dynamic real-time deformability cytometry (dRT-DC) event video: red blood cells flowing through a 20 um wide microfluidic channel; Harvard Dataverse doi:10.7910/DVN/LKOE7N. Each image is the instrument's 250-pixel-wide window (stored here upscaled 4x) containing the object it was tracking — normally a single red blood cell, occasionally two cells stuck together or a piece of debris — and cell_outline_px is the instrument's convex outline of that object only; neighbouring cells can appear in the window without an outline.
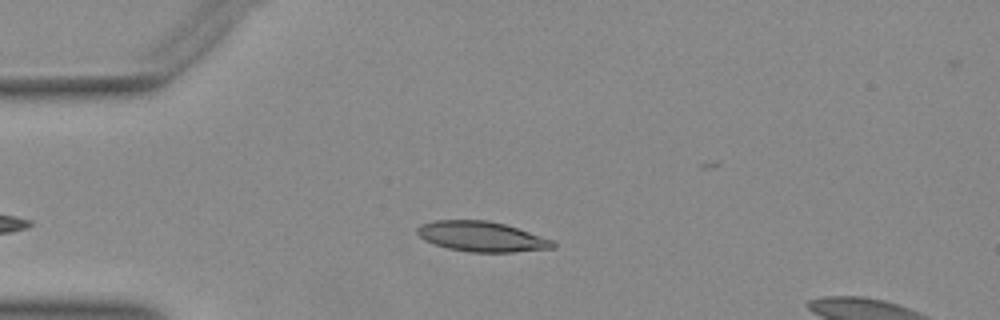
{"species": "Egyptian fruit bat (a non-hibernating species)", "species_latin": "Rousettus aegyptiacus", "temperature_condition": "warm", "stored_images_in_passage": 41, "camera_frame_rate_fps": 3000, "um_per_image_px": 0.085, "animal": {"sex": "female"}, "frame": {"image": 1, "passage_image": 3, "time_ms": 0.667, "image_size_px": [1000, 320], "cell_outline_px": [[556, 248], [512, 252], [472, 252], [448, 248], [432, 244], [424, 240], [416, 232], [416, 228], [420, 224], [432, 220], [488, 220], [504, 224], [552, 240], [556, 244]], "centroid_in_image_um": [40.89, 20.1], "position_along_channel_um": 44.1, "area_um2": 23.81}}
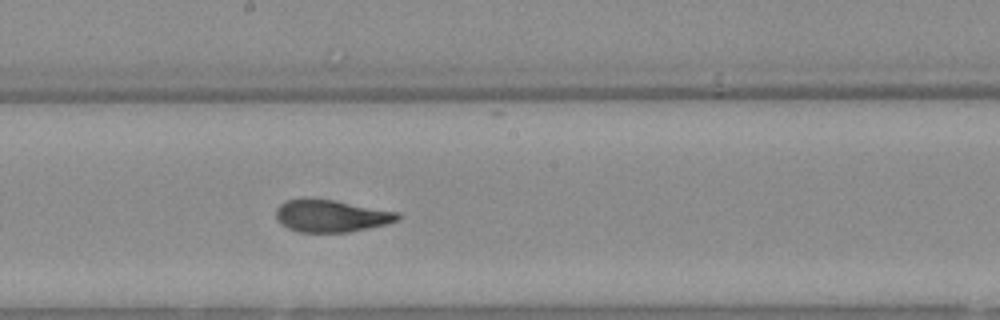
{"frame": {"image": 2, "passage_image": 18, "time_ms": 5.667, "image_size_px": [1000, 320], "cell_outline_px": [[400, 216], [396, 220], [384, 224], [348, 232], [300, 232], [288, 228], [276, 220], [276, 208], [280, 204], [288, 200], [332, 200], [400, 212]], "centroid_in_image_um": [28.13, 18.37], "position_along_channel_um": 220.1, "area_um2": 22.25}}
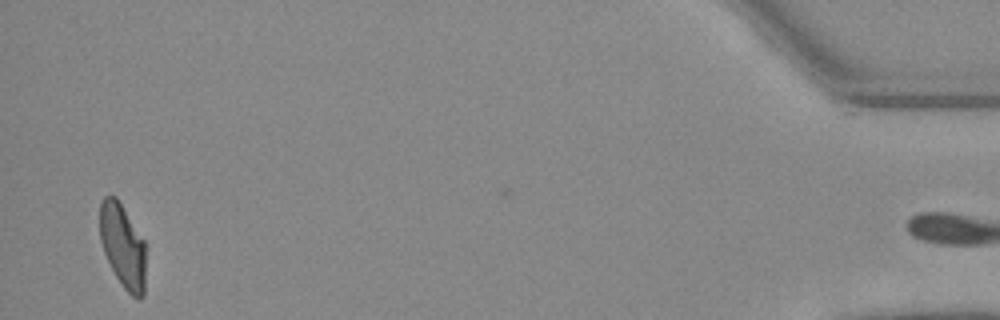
{"frame": {"image": 3, "passage_image": 40, "time_ms": 13.0, "image_size_px": [1000, 320], "cell_outline_px": [[144, 296], [140, 300], [132, 296], [124, 288], [116, 276], [104, 252], [100, 240], [100, 204], [104, 196], [116, 196], [144, 240]], "centroid_in_image_um": [10.42, 20.9], "position_along_channel_um": 424.8, "area_um2": 22.14}}